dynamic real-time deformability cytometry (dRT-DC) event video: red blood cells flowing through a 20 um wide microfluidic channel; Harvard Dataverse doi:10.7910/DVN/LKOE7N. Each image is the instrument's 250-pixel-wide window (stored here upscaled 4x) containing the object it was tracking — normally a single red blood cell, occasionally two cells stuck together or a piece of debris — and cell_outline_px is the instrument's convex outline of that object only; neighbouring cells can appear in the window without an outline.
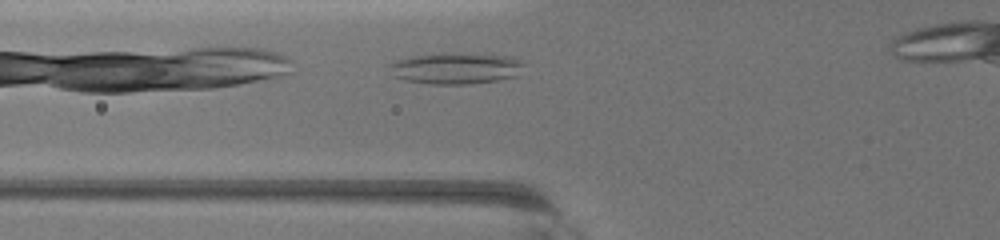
{"species": "common noctule bat (a hibernating species)", "species_latin": "Nyctalus noctula", "temperature_condition": "warm", "stored_images_in_passage": 30, "camera_frame_rate_fps": 3000, "um_per_image_px": 0.085, "animal": {"sex": "female", "body_mass_g": 19.5, "forearm_length_mm": 54.1}, "frame": {"image": 1, "passage_image": 3, "time_ms": 0.667, "image_size_px": [1000, 240], "cell_outline_px": [[524, 64], [516, 76], [500, 80], [464, 84], [432, 84], [408, 80], [396, 76], [388, 64], [396, 60], [412, 56], [444, 52], [472, 52], [508, 56], [524, 60]], "centroid_in_image_um": [38.81, 5.77], "position_along_channel_um": 87.0, "area_um2": 24.8}}
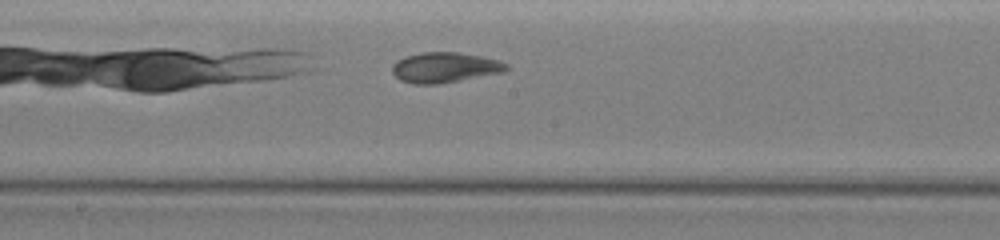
{"frame": {"image": 2, "passage_image": 15, "time_ms": 4.667, "image_size_px": [1000, 240], "cell_outline_px": [[508, 68], [504, 72], [460, 80], [436, 84], [416, 84], [400, 80], [392, 72], [392, 64], [396, 60], [404, 56], [420, 52], [460, 52], [500, 60], [508, 64]], "centroid_in_image_um": [37.79, 5.72], "position_along_channel_um": 210.4, "area_um2": 20.23}}
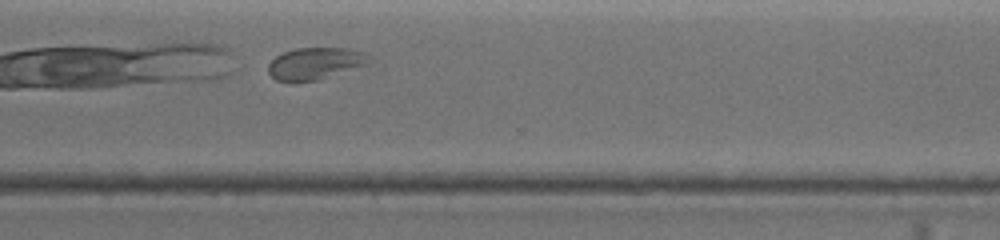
{"frame": {"image": 3, "passage_image": 28, "time_ms": 9.0, "image_size_px": [1000, 240], "cell_outline_px": [[372, 56], [368, 64], [320, 80], [276, 80], [268, 72], [268, 64], [276, 56], [284, 52], [296, 48], [344, 48], [364, 52]], "centroid_in_image_um": [26.83, 5.38], "position_along_channel_um": 343.8, "area_um2": 18.61}}